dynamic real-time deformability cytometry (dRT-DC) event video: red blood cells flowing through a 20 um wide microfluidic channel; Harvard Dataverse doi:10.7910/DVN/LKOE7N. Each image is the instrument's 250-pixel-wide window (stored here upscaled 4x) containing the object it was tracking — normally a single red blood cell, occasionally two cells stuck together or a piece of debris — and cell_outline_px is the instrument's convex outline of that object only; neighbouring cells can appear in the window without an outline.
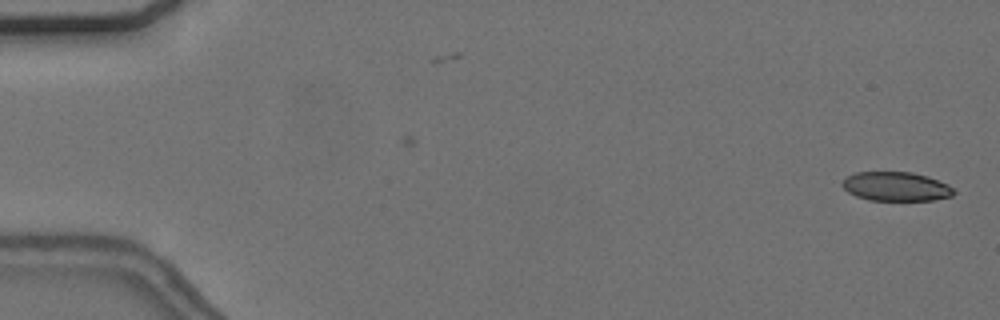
{"species": "common noctule bat (a hibernating species)", "species_latin": "Nyctalus noctula", "temperature_condition": "cold", "stored_images_in_passage": 55, "camera_frame_rate_fps": 3000, "um_per_image_px": 0.085, "animal": {"sex": "female", "body_mass_g": 24.6, "forearm_length_mm": 56.2}, "frame": {"image": 1, "passage_image": 1, "time_ms": 0.0, "image_size_px": [1000, 320], "cell_outline_px": [[956, 192], [952, 196], [932, 200], [868, 200], [856, 196], [848, 192], [840, 184], [848, 176], [856, 172], [912, 172], [928, 176], [948, 184]], "centroid_in_image_um": [76.17, 15.85], "position_along_channel_um": 8.8, "area_um2": 18.9}}
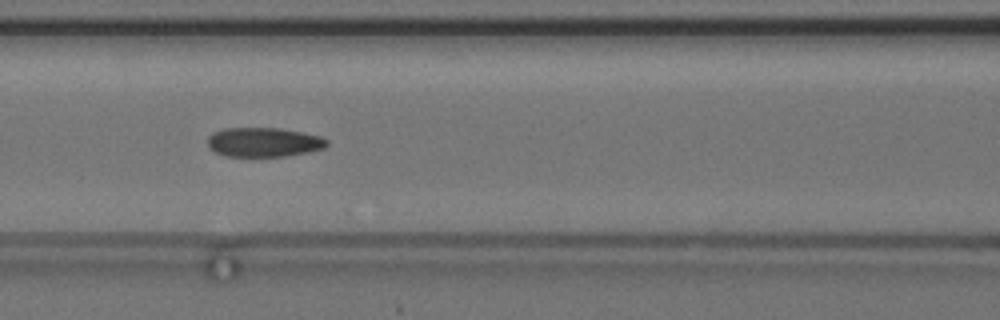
{"frame": {"image": 2, "passage_image": 24, "time_ms": 7.667, "image_size_px": [1000, 320], "cell_outline_px": [[328, 144], [324, 148], [308, 152], [284, 156], [228, 156], [216, 152], [208, 144], [208, 136], [212, 132], [224, 128], [280, 128], [320, 136], [328, 140]], "centroid_in_image_um": [22.42, 12.07], "position_along_channel_um": 144.2, "area_um2": 20.23}}
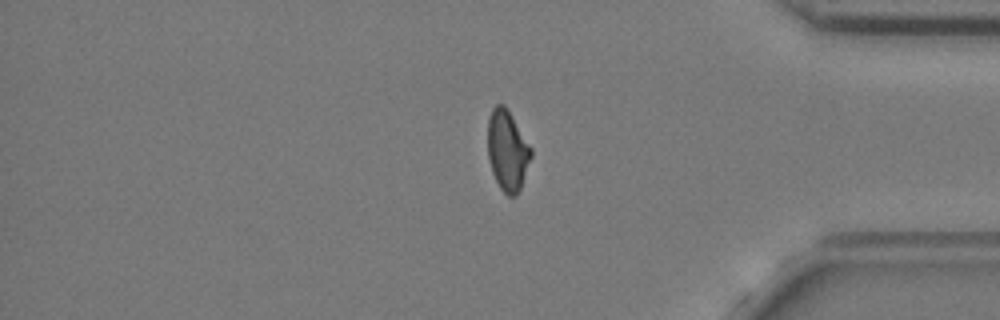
{"frame": {"image": 3, "passage_image": 46, "time_ms": 15.0, "image_size_px": [1000, 320], "cell_outline_px": [[532, 156], [520, 188], [516, 196], [508, 196], [500, 188], [492, 172], [488, 160], [488, 116], [492, 108], [496, 104], [504, 104], [508, 108], [532, 148]], "centroid_in_image_um": [43.13, 12.76], "position_along_channel_um": 392.1, "area_um2": 20.52}, "authors_computed_cell_mechanics": {"area_um2": 20.5768, "velocity_mm_per_s": 3.6828, "shape_relaxation_time_tau1_ms": null, "shape_relaxation_time_tau2_ms": 4.2078, "deformation_change_tau1": null, "deformation_change_tau2": 0.094}}